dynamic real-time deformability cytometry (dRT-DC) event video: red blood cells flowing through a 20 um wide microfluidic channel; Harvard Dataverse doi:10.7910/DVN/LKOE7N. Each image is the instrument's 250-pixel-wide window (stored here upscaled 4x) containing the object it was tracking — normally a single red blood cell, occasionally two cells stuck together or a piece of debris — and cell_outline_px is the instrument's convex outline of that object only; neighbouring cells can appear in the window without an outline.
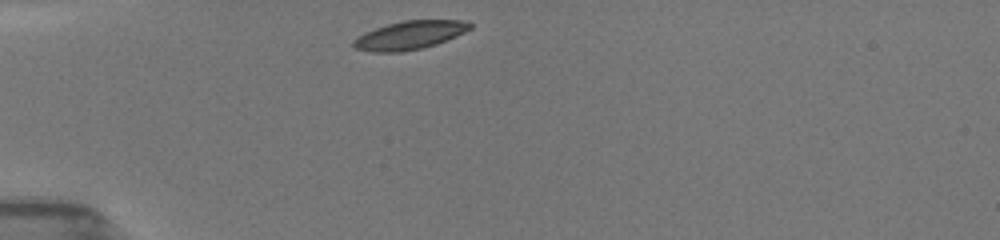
{"species": "common noctule bat (a hibernating species)", "species_latin": "Nyctalus noctula", "temperature_condition": "room temperature", "stored_images_in_passage": 38, "camera_frame_rate_fps": 3000, "um_per_image_px": 0.085, "animal": {"sex": "female", "body_mass_g": 19.5, "forearm_length_mm": 54.1}, "frame": {"image": 1, "passage_image": 1, "time_ms": 0.0, "image_size_px": [1000, 240], "cell_outline_px": [[472, 28], [456, 36], [436, 44], [420, 48], [400, 52], [372, 52], [356, 48], [352, 44], [352, 40], [364, 32], [388, 24], [404, 20], [464, 20], [472, 24]], "centroid_in_image_um": [34.81, 2.98], "position_along_channel_um": 50.2, "area_um2": 19.19}}
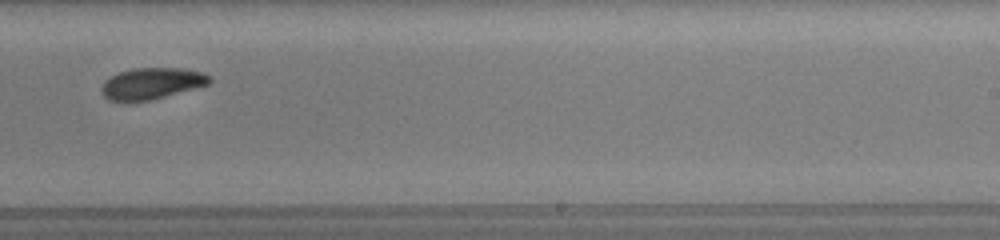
{"frame": {"image": 2, "passage_image": 20, "time_ms": 6.333, "image_size_px": [1000, 240], "cell_outline_px": [[212, 80], [208, 84], [164, 96], [148, 100], [128, 104], [108, 100], [100, 92], [100, 88], [104, 80], [108, 76], [132, 68], [180, 68], [200, 72], [212, 76]], "centroid_in_image_um": [12.79, 7.11], "position_along_channel_um": 276.2, "area_um2": 20.06}}
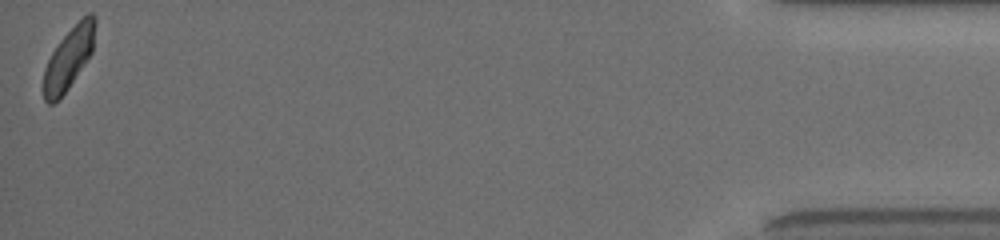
{"frame": {"image": 3, "passage_image": 38, "time_ms": 12.333, "image_size_px": [1000, 240], "cell_outline_px": [[96, 24], [92, 52], [60, 100], [52, 104], [48, 104], [44, 100], [40, 88], [44, 68], [52, 52], [60, 40], [88, 12], [92, 12], [96, 16]], "centroid_in_image_um": [5.8, 5.02], "position_along_channel_um": 429.4, "area_um2": 18.84}, "authors_computed_cell_mechanics": {"area_um2": 19.8254, "velocity_mm_per_s": 3.9286, "shape_relaxation_time_tau1_ms": 2.8717, "shape_relaxation_time_tau2_ms": 3.389, "deformation_change_tau1": 0.1214, "deformation_change_tau2": 0.0862}}